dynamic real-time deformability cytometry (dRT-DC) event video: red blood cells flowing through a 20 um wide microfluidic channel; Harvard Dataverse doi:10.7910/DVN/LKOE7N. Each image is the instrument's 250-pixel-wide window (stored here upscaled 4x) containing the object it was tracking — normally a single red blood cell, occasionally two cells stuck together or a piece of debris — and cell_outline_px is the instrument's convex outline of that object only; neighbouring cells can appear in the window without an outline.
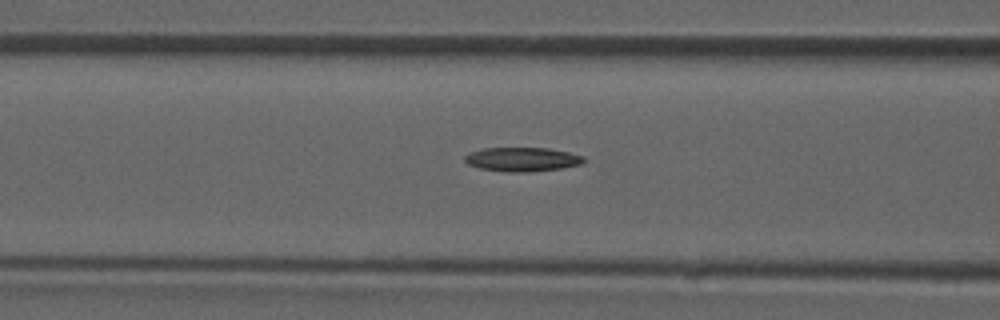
{"species": "common noctule bat (a hibernating species)", "species_latin": "Nyctalus noctula", "temperature_condition": "room temperature", "stored_images_in_passage": 30, "camera_frame_rate_fps": 3000, "um_per_image_px": 0.085, "animal": {"sex": "male", "forearm_length_mm": 52.5}, "frame": {"image": 1, "passage_image": 5, "time_ms": 1.333, "image_size_px": [1000, 320], "cell_outline_px": [[588, 160], [584, 164], [560, 168], [528, 172], [508, 172], [480, 168], [468, 164], [464, 160], [464, 156], [468, 152], [484, 148], [548, 148], [568, 152], [584, 156]], "centroid_in_image_um": [44.42, 13.54], "position_along_channel_um": 122.2, "area_um2": 16.82}}